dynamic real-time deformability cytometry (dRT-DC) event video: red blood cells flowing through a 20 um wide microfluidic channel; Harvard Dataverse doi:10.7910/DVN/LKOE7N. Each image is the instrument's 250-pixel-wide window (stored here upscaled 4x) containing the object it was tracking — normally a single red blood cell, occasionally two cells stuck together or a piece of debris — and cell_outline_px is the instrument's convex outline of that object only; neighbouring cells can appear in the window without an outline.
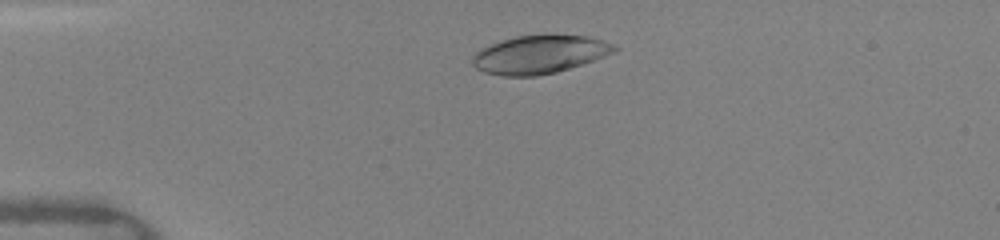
{"species": "human", "species_latin": "Homo sapiens", "temperature_condition": "warm", "stored_images_in_passage": 42, "camera_frame_rate_fps": 3000, "um_per_image_px": 0.085, "donor": {"sex": "female"}, "frame": {"image": 1, "passage_image": 6, "time_ms": 1.667, "image_size_px": [1000, 240], "cell_outline_px": [[620, 48], [604, 56], [556, 72], [536, 76], [504, 76], [484, 72], [476, 68], [472, 64], [472, 56], [480, 48], [516, 36], [552, 32], [584, 36], [600, 40], [612, 44]], "centroid_in_image_um": [45.83, 4.6], "position_along_channel_um": 39.2, "area_um2": 31.79}}
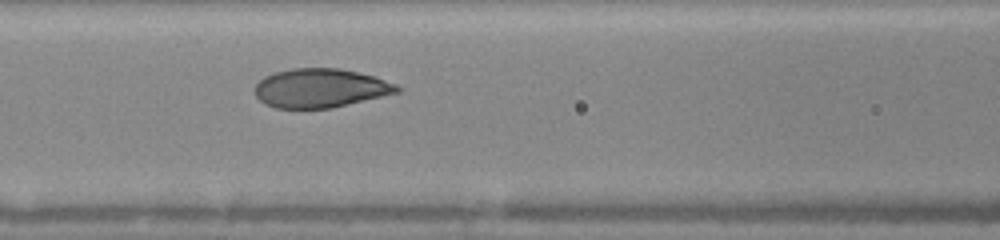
{"frame": {"image": 2, "passage_image": 16, "time_ms": 5.0, "image_size_px": [1000, 240], "cell_outline_px": [[404, 88], [400, 92], [332, 108], [276, 108], [264, 104], [256, 96], [256, 84], [264, 76], [276, 72], [292, 68], [340, 68], [372, 76], [396, 84]], "centroid_in_image_um": [27.24, 7.49], "position_along_channel_um": 139.4, "area_um2": 32.19}}
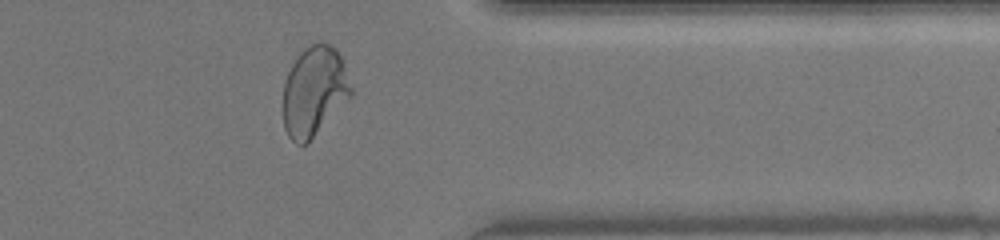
{"frame": {"image": 3, "passage_image": 34, "time_ms": 11.0, "image_size_px": [1000, 240], "cell_outline_px": [[352, 96], [308, 144], [296, 144], [288, 136], [284, 128], [284, 84], [288, 72], [292, 64], [300, 52], [304, 48], [320, 40], [336, 48], [344, 64], [352, 88]], "centroid_in_image_um": [26.72, 7.77], "position_along_channel_um": 384.7, "area_um2": 35.72}, "authors_computed_cell_mechanics": {"area_um2": 33.3217, "velocity_mm_per_s": 4.2028, "shape_relaxation_time_tau1_ms": 3.3481, "shape_relaxation_time_tau2_ms": null, "deformation_change_tau1": 0.1835, "deformation_change_tau2": null}}